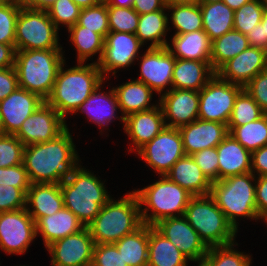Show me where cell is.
<instances>
[{"mask_svg": "<svg viewBox=\"0 0 267 266\" xmlns=\"http://www.w3.org/2000/svg\"><path fill=\"white\" fill-rule=\"evenodd\" d=\"M79 160L68 128L54 140L27 145L23 150V165L31 184L61 183Z\"/></svg>", "mask_w": 267, "mask_h": 266, "instance_id": "1", "label": "cell"}, {"mask_svg": "<svg viewBox=\"0 0 267 266\" xmlns=\"http://www.w3.org/2000/svg\"><path fill=\"white\" fill-rule=\"evenodd\" d=\"M65 64L60 66L52 92L46 99L64 119L66 115L76 114L82 103L105 81L94 62L85 65L77 63L64 70Z\"/></svg>", "mask_w": 267, "mask_h": 266, "instance_id": "2", "label": "cell"}, {"mask_svg": "<svg viewBox=\"0 0 267 266\" xmlns=\"http://www.w3.org/2000/svg\"><path fill=\"white\" fill-rule=\"evenodd\" d=\"M104 183L80 163L60 183L64 207L73 212L86 227L111 196Z\"/></svg>", "mask_w": 267, "mask_h": 266, "instance_id": "3", "label": "cell"}, {"mask_svg": "<svg viewBox=\"0 0 267 266\" xmlns=\"http://www.w3.org/2000/svg\"><path fill=\"white\" fill-rule=\"evenodd\" d=\"M143 225L138 197L134 191L120 200L110 199L86 227L94 244L115 243Z\"/></svg>", "mask_w": 267, "mask_h": 266, "instance_id": "4", "label": "cell"}, {"mask_svg": "<svg viewBox=\"0 0 267 266\" xmlns=\"http://www.w3.org/2000/svg\"><path fill=\"white\" fill-rule=\"evenodd\" d=\"M64 62L62 49L16 50L14 67L19 87L46 101Z\"/></svg>", "mask_w": 267, "mask_h": 266, "instance_id": "5", "label": "cell"}, {"mask_svg": "<svg viewBox=\"0 0 267 266\" xmlns=\"http://www.w3.org/2000/svg\"><path fill=\"white\" fill-rule=\"evenodd\" d=\"M158 180L147 187L134 190L138 197L142 222L150 226L166 218L184 216L192 197L166 175L160 176Z\"/></svg>", "mask_w": 267, "mask_h": 266, "instance_id": "6", "label": "cell"}, {"mask_svg": "<svg viewBox=\"0 0 267 266\" xmlns=\"http://www.w3.org/2000/svg\"><path fill=\"white\" fill-rule=\"evenodd\" d=\"M255 190L256 176L248 172L212 182L210 195L238 231V217L259 220Z\"/></svg>", "mask_w": 267, "mask_h": 266, "instance_id": "7", "label": "cell"}, {"mask_svg": "<svg viewBox=\"0 0 267 266\" xmlns=\"http://www.w3.org/2000/svg\"><path fill=\"white\" fill-rule=\"evenodd\" d=\"M184 217L208 247L235 242L238 231L228 222L210 194L192 196Z\"/></svg>", "mask_w": 267, "mask_h": 266, "instance_id": "8", "label": "cell"}, {"mask_svg": "<svg viewBox=\"0 0 267 266\" xmlns=\"http://www.w3.org/2000/svg\"><path fill=\"white\" fill-rule=\"evenodd\" d=\"M58 28L47 11L22 6L15 28V50L62 49Z\"/></svg>", "mask_w": 267, "mask_h": 266, "instance_id": "9", "label": "cell"}, {"mask_svg": "<svg viewBox=\"0 0 267 266\" xmlns=\"http://www.w3.org/2000/svg\"><path fill=\"white\" fill-rule=\"evenodd\" d=\"M243 89L215 74L199 91L198 118L228 125L235 100Z\"/></svg>", "mask_w": 267, "mask_h": 266, "instance_id": "10", "label": "cell"}, {"mask_svg": "<svg viewBox=\"0 0 267 266\" xmlns=\"http://www.w3.org/2000/svg\"><path fill=\"white\" fill-rule=\"evenodd\" d=\"M136 154L159 176L166 175L173 164L186 155L179 129L172 127H165Z\"/></svg>", "mask_w": 267, "mask_h": 266, "instance_id": "11", "label": "cell"}, {"mask_svg": "<svg viewBox=\"0 0 267 266\" xmlns=\"http://www.w3.org/2000/svg\"><path fill=\"white\" fill-rule=\"evenodd\" d=\"M38 236L35 221L26 208L0 212V249L8 255L23 254Z\"/></svg>", "mask_w": 267, "mask_h": 266, "instance_id": "12", "label": "cell"}, {"mask_svg": "<svg viewBox=\"0 0 267 266\" xmlns=\"http://www.w3.org/2000/svg\"><path fill=\"white\" fill-rule=\"evenodd\" d=\"M144 46L133 33L109 31L105 37L102 56L97 63L103 77L115 75L119 68H128L140 55Z\"/></svg>", "mask_w": 267, "mask_h": 266, "instance_id": "13", "label": "cell"}, {"mask_svg": "<svg viewBox=\"0 0 267 266\" xmlns=\"http://www.w3.org/2000/svg\"><path fill=\"white\" fill-rule=\"evenodd\" d=\"M67 128L66 120L45 101L14 135L27 146L54 140Z\"/></svg>", "mask_w": 267, "mask_h": 266, "instance_id": "14", "label": "cell"}, {"mask_svg": "<svg viewBox=\"0 0 267 266\" xmlns=\"http://www.w3.org/2000/svg\"><path fill=\"white\" fill-rule=\"evenodd\" d=\"M153 227L169 239L190 261L203 262L209 247L184 216L163 219Z\"/></svg>", "mask_w": 267, "mask_h": 266, "instance_id": "15", "label": "cell"}, {"mask_svg": "<svg viewBox=\"0 0 267 266\" xmlns=\"http://www.w3.org/2000/svg\"><path fill=\"white\" fill-rule=\"evenodd\" d=\"M139 59L141 60L140 76L136 80L145 83L160 95L172 89V74L176 58L166 47H148L142 57L139 56L137 60ZM167 86L169 89L166 88Z\"/></svg>", "mask_w": 267, "mask_h": 266, "instance_id": "16", "label": "cell"}, {"mask_svg": "<svg viewBox=\"0 0 267 266\" xmlns=\"http://www.w3.org/2000/svg\"><path fill=\"white\" fill-rule=\"evenodd\" d=\"M94 241L87 227L50 244L52 266H91Z\"/></svg>", "mask_w": 267, "mask_h": 266, "instance_id": "17", "label": "cell"}, {"mask_svg": "<svg viewBox=\"0 0 267 266\" xmlns=\"http://www.w3.org/2000/svg\"><path fill=\"white\" fill-rule=\"evenodd\" d=\"M166 127L180 128L198 119L199 91L171 89L158 100Z\"/></svg>", "mask_w": 267, "mask_h": 266, "instance_id": "18", "label": "cell"}, {"mask_svg": "<svg viewBox=\"0 0 267 266\" xmlns=\"http://www.w3.org/2000/svg\"><path fill=\"white\" fill-rule=\"evenodd\" d=\"M267 69V51L249 46L226 62L216 74L225 81L245 87L257 74Z\"/></svg>", "mask_w": 267, "mask_h": 266, "instance_id": "19", "label": "cell"}, {"mask_svg": "<svg viewBox=\"0 0 267 266\" xmlns=\"http://www.w3.org/2000/svg\"><path fill=\"white\" fill-rule=\"evenodd\" d=\"M44 102L45 100L39 95L20 87L0 101L3 134L14 135L24 120L30 117Z\"/></svg>", "mask_w": 267, "mask_h": 266, "instance_id": "20", "label": "cell"}, {"mask_svg": "<svg viewBox=\"0 0 267 266\" xmlns=\"http://www.w3.org/2000/svg\"><path fill=\"white\" fill-rule=\"evenodd\" d=\"M186 155L216 147L229 134L228 125L197 119L179 128Z\"/></svg>", "mask_w": 267, "mask_h": 266, "instance_id": "21", "label": "cell"}, {"mask_svg": "<svg viewBox=\"0 0 267 266\" xmlns=\"http://www.w3.org/2000/svg\"><path fill=\"white\" fill-rule=\"evenodd\" d=\"M165 127L164 114L159 103L150 110L140 111L127 116L124 119L123 129L133 143V147L131 146L128 151L137 152Z\"/></svg>", "mask_w": 267, "mask_h": 266, "instance_id": "22", "label": "cell"}, {"mask_svg": "<svg viewBox=\"0 0 267 266\" xmlns=\"http://www.w3.org/2000/svg\"><path fill=\"white\" fill-rule=\"evenodd\" d=\"M218 153V180L251 172L252 153L228 134L216 146Z\"/></svg>", "mask_w": 267, "mask_h": 266, "instance_id": "23", "label": "cell"}, {"mask_svg": "<svg viewBox=\"0 0 267 266\" xmlns=\"http://www.w3.org/2000/svg\"><path fill=\"white\" fill-rule=\"evenodd\" d=\"M63 207L60 183H33L30 185L26 193V210L35 222L41 217L53 215Z\"/></svg>", "mask_w": 267, "mask_h": 266, "instance_id": "24", "label": "cell"}, {"mask_svg": "<svg viewBox=\"0 0 267 266\" xmlns=\"http://www.w3.org/2000/svg\"><path fill=\"white\" fill-rule=\"evenodd\" d=\"M171 43L166 48L175 58L205 61L211 66L212 41L204 30L174 34Z\"/></svg>", "mask_w": 267, "mask_h": 266, "instance_id": "25", "label": "cell"}, {"mask_svg": "<svg viewBox=\"0 0 267 266\" xmlns=\"http://www.w3.org/2000/svg\"><path fill=\"white\" fill-rule=\"evenodd\" d=\"M36 234H41L45 248L66 236L78 233L85 228L78 217L63 207L53 215L39 218L35 222Z\"/></svg>", "mask_w": 267, "mask_h": 266, "instance_id": "26", "label": "cell"}, {"mask_svg": "<svg viewBox=\"0 0 267 266\" xmlns=\"http://www.w3.org/2000/svg\"><path fill=\"white\" fill-rule=\"evenodd\" d=\"M166 176L192 196L208 195L212 182L201 171L191 155H185L177 160Z\"/></svg>", "mask_w": 267, "mask_h": 266, "instance_id": "27", "label": "cell"}, {"mask_svg": "<svg viewBox=\"0 0 267 266\" xmlns=\"http://www.w3.org/2000/svg\"><path fill=\"white\" fill-rule=\"evenodd\" d=\"M101 86L102 84L91 93L78 111L86 114L88 120L90 119V122L95 123L100 128L107 127L111 121L113 122L112 119H120L124 127L125 118L115 115V112L120 108L114 88L105 93V91H101Z\"/></svg>", "mask_w": 267, "mask_h": 266, "instance_id": "28", "label": "cell"}, {"mask_svg": "<svg viewBox=\"0 0 267 266\" xmlns=\"http://www.w3.org/2000/svg\"><path fill=\"white\" fill-rule=\"evenodd\" d=\"M215 74L205 61L176 58L172 74V89L200 91Z\"/></svg>", "mask_w": 267, "mask_h": 266, "instance_id": "29", "label": "cell"}, {"mask_svg": "<svg viewBox=\"0 0 267 266\" xmlns=\"http://www.w3.org/2000/svg\"><path fill=\"white\" fill-rule=\"evenodd\" d=\"M113 88L117 96L121 116L124 118L157 106V104L150 103L154 91L141 81L134 79Z\"/></svg>", "mask_w": 267, "mask_h": 266, "instance_id": "30", "label": "cell"}, {"mask_svg": "<svg viewBox=\"0 0 267 266\" xmlns=\"http://www.w3.org/2000/svg\"><path fill=\"white\" fill-rule=\"evenodd\" d=\"M190 261L176 246L149 225L147 266H188Z\"/></svg>", "mask_w": 267, "mask_h": 266, "instance_id": "31", "label": "cell"}, {"mask_svg": "<svg viewBox=\"0 0 267 266\" xmlns=\"http://www.w3.org/2000/svg\"><path fill=\"white\" fill-rule=\"evenodd\" d=\"M167 8L158 10L151 13H146L139 16L138 27L135 35L138 37L139 41L144 45V43L151 41L149 48H162L166 47L167 39L166 34L169 26V13H166ZM169 26V28H168Z\"/></svg>", "mask_w": 267, "mask_h": 266, "instance_id": "32", "label": "cell"}, {"mask_svg": "<svg viewBox=\"0 0 267 266\" xmlns=\"http://www.w3.org/2000/svg\"><path fill=\"white\" fill-rule=\"evenodd\" d=\"M202 14L203 30L211 41L233 30L234 10L223 1L199 3Z\"/></svg>", "mask_w": 267, "mask_h": 266, "instance_id": "33", "label": "cell"}, {"mask_svg": "<svg viewBox=\"0 0 267 266\" xmlns=\"http://www.w3.org/2000/svg\"><path fill=\"white\" fill-rule=\"evenodd\" d=\"M128 266H147L149 225L143 224L135 232L113 243Z\"/></svg>", "mask_w": 267, "mask_h": 266, "instance_id": "34", "label": "cell"}, {"mask_svg": "<svg viewBox=\"0 0 267 266\" xmlns=\"http://www.w3.org/2000/svg\"><path fill=\"white\" fill-rule=\"evenodd\" d=\"M249 47L248 39L243 33L231 30L212 41L211 68L216 73L226 62L239 55Z\"/></svg>", "mask_w": 267, "mask_h": 266, "instance_id": "35", "label": "cell"}, {"mask_svg": "<svg viewBox=\"0 0 267 266\" xmlns=\"http://www.w3.org/2000/svg\"><path fill=\"white\" fill-rule=\"evenodd\" d=\"M68 33H70V41L78 53L77 62L85 64L88 58L90 60L93 55L99 53L97 61H94L97 64L102 56L105 38L78 24L68 28Z\"/></svg>", "mask_w": 267, "mask_h": 266, "instance_id": "36", "label": "cell"}, {"mask_svg": "<svg viewBox=\"0 0 267 266\" xmlns=\"http://www.w3.org/2000/svg\"><path fill=\"white\" fill-rule=\"evenodd\" d=\"M229 134L251 153L267 145V113L242 126H228Z\"/></svg>", "mask_w": 267, "mask_h": 266, "instance_id": "37", "label": "cell"}, {"mask_svg": "<svg viewBox=\"0 0 267 266\" xmlns=\"http://www.w3.org/2000/svg\"><path fill=\"white\" fill-rule=\"evenodd\" d=\"M166 8L168 12H171L170 21L174 29H176L175 34H185L203 30L202 14L199 3L190 5H172Z\"/></svg>", "mask_w": 267, "mask_h": 266, "instance_id": "38", "label": "cell"}, {"mask_svg": "<svg viewBox=\"0 0 267 266\" xmlns=\"http://www.w3.org/2000/svg\"><path fill=\"white\" fill-rule=\"evenodd\" d=\"M234 245L238 246L234 242L229 245L209 247L203 262L207 266H250L252 257L244 252L236 251Z\"/></svg>", "mask_w": 267, "mask_h": 266, "instance_id": "39", "label": "cell"}, {"mask_svg": "<svg viewBox=\"0 0 267 266\" xmlns=\"http://www.w3.org/2000/svg\"><path fill=\"white\" fill-rule=\"evenodd\" d=\"M264 114L258 103L243 89L235 100L228 126H242L259 119Z\"/></svg>", "mask_w": 267, "mask_h": 266, "instance_id": "40", "label": "cell"}, {"mask_svg": "<svg viewBox=\"0 0 267 266\" xmlns=\"http://www.w3.org/2000/svg\"><path fill=\"white\" fill-rule=\"evenodd\" d=\"M265 6L259 0H251L234 11L233 28L246 35L262 20Z\"/></svg>", "mask_w": 267, "mask_h": 266, "instance_id": "41", "label": "cell"}, {"mask_svg": "<svg viewBox=\"0 0 267 266\" xmlns=\"http://www.w3.org/2000/svg\"><path fill=\"white\" fill-rule=\"evenodd\" d=\"M77 24L89 30H93L95 33L105 38L109 32L106 1L104 0L98 5L81 9Z\"/></svg>", "mask_w": 267, "mask_h": 266, "instance_id": "42", "label": "cell"}, {"mask_svg": "<svg viewBox=\"0 0 267 266\" xmlns=\"http://www.w3.org/2000/svg\"><path fill=\"white\" fill-rule=\"evenodd\" d=\"M109 31L135 34L139 14L133 8L107 6Z\"/></svg>", "mask_w": 267, "mask_h": 266, "instance_id": "43", "label": "cell"}, {"mask_svg": "<svg viewBox=\"0 0 267 266\" xmlns=\"http://www.w3.org/2000/svg\"><path fill=\"white\" fill-rule=\"evenodd\" d=\"M47 12L58 29L60 24L70 28L77 24L81 8L72 0H56Z\"/></svg>", "mask_w": 267, "mask_h": 266, "instance_id": "44", "label": "cell"}, {"mask_svg": "<svg viewBox=\"0 0 267 266\" xmlns=\"http://www.w3.org/2000/svg\"><path fill=\"white\" fill-rule=\"evenodd\" d=\"M24 144L11 134L0 135V167H12L23 164Z\"/></svg>", "mask_w": 267, "mask_h": 266, "instance_id": "45", "label": "cell"}, {"mask_svg": "<svg viewBox=\"0 0 267 266\" xmlns=\"http://www.w3.org/2000/svg\"><path fill=\"white\" fill-rule=\"evenodd\" d=\"M21 7L0 4V43L15 48L16 20Z\"/></svg>", "mask_w": 267, "mask_h": 266, "instance_id": "46", "label": "cell"}, {"mask_svg": "<svg viewBox=\"0 0 267 266\" xmlns=\"http://www.w3.org/2000/svg\"><path fill=\"white\" fill-rule=\"evenodd\" d=\"M91 266H128L113 243L95 244Z\"/></svg>", "mask_w": 267, "mask_h": 266, "instance_id": "47", "label": "cell"}, {"mask_svg": "<svg viewBox=\"0 0 267 266\" xmlns=\"http://www.w3.org/2000/svg\"><path fill=\"white\" fill-rule=\"evenodd\" d=\"M26 208V193L17 187L0 184V212Z\"/></svg>", "mask_w": 267, "mask_h": 266, "instance_id": "48", "label": "cell"}, {"mask_svg": "<svg viewBox=\"0 0 267 266\" xmlns=\"http://www.w3.org/2000/svg\"><path fill=\"white\" fill-rule=\"evenodd\" d=\"M191 156L211 182L218 181V153L216 147L203 149Z\"/></svg>", "mask_w": 267, "mask_h": 266, "instance_id": "49", "label": "cell"}, {"mask_svg": "<svg viewBox=\"0 0 267 266\" xmlns=\"http://www.w3.org/2000/svg\"><path fill=\"white\" fill-rule=\"evenodd\" d=\"M0 184L22 189L27 193L31 182L23 164L12 167H0Z\"/></svg>", "mask_w": 267, "mask_h": 266, "instance_id": "50", "label": "cell"}, {"mask_svg": "<svg viewBox=\"0 0 267 266\" xmlns=\"http://www.w3.org/2000/svg\"><path fill=\"white\" fill-rule=\"evenodd\" d=\"M244 89L267 113V69L257 74Z\"/></svg>", "mask_w": 267, "mask_h": 266, "instance_id": "51", "label": "cell"}, {"mask_svg": "<svg viewBox=\"0 0 267 266\" xmlns=\"http://www.w3.org/2000/svg\"><path fill=\"white\" fill-rule=\"evenodd\" d=\"M19 87L15 67L0 69V101Z\"/></svg>", "mask_w": 267, "mask_h": 266, "instance_id": "52", "label": "cell"}, {"mask_svg": "<svg viewBox=\"0 0 267 266\" xmlns=\"http://www.w3.org/2000/svg\"><path fill=\"white\" fill-rule=\"evenodd\" d=\"M255 198L258 217L267 222V176L256 177Z\"/></svg>", "mask_w": 267, "mask_h": 266, "instance_id": "53", "label": "cell"}, {"mask_svg": "<svg viewBox=\"0 0 267 266\" xmlns=\"http://www.w3.org/2000/svg\"><path fill=\"white\" fill-rule=\"evenodd\" d=\"M251 172L256 177L267 176V145L252 152Z\"/></svg>", "mask_w": 267, "mask_h": 266, "instance_id": "54", "label": "cell"}, {"mask_svg": "<svg viewBox=\"0 0 267 266\" xmlns=\"http://www.w3.org/2000/svg\"><path fill=\"white\" fill-rule=\"evenodd\" d=\"M163 0H134L133 9L139 14L155 12L164 9Z\"/></svg>", "mask_w": 267, "mask_h": 266, "instance_id": "55", "label": "cell"}, {"mask_svg": "<svg viewBox=\"0 0 267 266\" xmlns=\"http://www.w3.org/2000/svg\"><path fill=\"white\" fill-rule=\"evenodd\" d=\"M15 52L12 45L0 43V69L14 67Z\"/></svg>", "mask_w": 267, "mask_h": 266, "instance_id": "56", "label": "cell"}, {"mask_svg": "<svg viewBox=\"0 0 267 266\" xmlns=\"http://www.w3.org/2000/svg\"><path fill=\"white\" fill-rule=\"evenodd\" d=\"M249 46L259 47L264 49V32L261 23L257 24L254 29H251L249 33L246 34Z\"/></svg>", "mask_w": 267, "mask_h": 266, "instance_id": "57", "label": "cell"}, {"mask_svg": "<svg viewBox=\"0 0 267 266\" xmlns=\"http://www.w3.org/2000/svg\"><path fill=\"white\" fill-rule=\"evenodd\" d=\"M56 0H25L24 6L47 11Z\"/></svg>", "mask_w": 267, "mask_h": 266, "instance_id": "58", "label": "cell"}, {"mask_svg": "<svg viewBox=\"0 0 267 266\" xmlns=\"http://www.w3.org/2000/svg\"><path fill=\"white\" fill-rule=\"evenodd\" d=\"M107 6H117L122 8H132L134 0H105Z\"/></svg>", "mask_w": 267, "mask_h": 266, "instance_id": "59", "label": "cell"}, {"mask_svg": "<svg viewBox=\"0 0 267 266\" xmlns=\"http://www.w3.org/2000/svg\"><path fill=\"white\" fill-rule=\"evenodd\" d=\"M78 7L85 9L100 4L104 0H72Z\"/></svg>", "mask_w": 267, "mask_h": 266, "instance_id": "60", "label": "cell"}, {"mask_svg": "<svg viewBox=\"0 0 267 266\" xmlns=\"http://www.w3.org/2000/svg\"><path fill=\"white\" fill-rule=\"evenodd\" d=\"M166 7L172 5H190V4H197L199 0H163Z\"/></svg>", "mask_w": 267, "mask_h": 266, "instance_id": "61", "label": "cell"}, {"mask_svg": "<svg viewBox=\"0 0 267 266\" xmlns=\"http://www.w3.org/2000/svg\"><path fill=\"white\" fill-rule=\"evenodd\" d=\"M222 1L235 11L236 9H239L242 5L250 2L251 0H222Z\"/></svg>", "mask_w": 267, "mask_h": 266, "instance_id": "62", "label": "cell"}, {"mask_svg": "<svg viewBox=\"0 0 267 266\" xmlns=\"http://www.w3.org/2000/svg\"><path fill=\"white\" fill-rule=\"evenodd\" d=\"M263 26V32H264V49L267 51V6H265L262 20L260 22Z\"/></svg>", "mask_w": 267, "mask_h": 266, "instance_id": "63", "label": "cell"}, {"mask_svg": "<svg viewBox=\"0 0 267 266\" xmlns=\"http://www.w3.org/2000/svg\"><path fill=\"white\" fill-rule=\"evenodd\" d=\"M25 0H0V4L12 5L17 7L24 6Z\"/></svg>", "mask_w": 267, "mask_h": 266, "instance_id": "64", "label": "cell"}, {"mask_svg": "<svg viewBox=\"0 0 267 266\" xmlns=\"http://www.w3.org/2000/svg\"><path fill=\"white\" fill-rule=\"evenodd\" d=\"M222 0H199V3H213V2H219Z\"/></svg>", "mask_w": 267, "mask_h": 266, "instance_id": "65", "label": "cell"}, {"mask_svg": "<svg viewBox=\"0 0 267 266\" xmlns=\"http://www.w3.org/2000/svg\"><path fill=\"white\" fill-rule=\"evenodd\" d=\"M2 134H3V127H2L1 118H0V135Z\"/></svg>", "mask_w": 267, "mask_h": 266, "instance_id": "66", "label": "cell"}, {"mask_svg": "<svg viewBox=\"0 0 267 266\" xmlns=\"http://www.w3.org/2000/svg\"><path fill=\"white\" fill-rule=\"evenodd\" d=\"M264 6H267V0H259Z\"/></svg>", "mask_w": 267, "mask_h": 266, "instance_id": "67", "label": "cell"}, {"mask_svg": "<svg viewBox=\"0 0 267 266\" xmlns=\"http://www.w3.org/2000/svg\"><path fill=\"white\" fill-rule=\"evenodd\" d=\"M198 264V266H207L204 262H199Z\"/></svg>", "mask_w": 267, "mask_h": 266, "instance_id": "68", "label": "cell"}]
</instances>
